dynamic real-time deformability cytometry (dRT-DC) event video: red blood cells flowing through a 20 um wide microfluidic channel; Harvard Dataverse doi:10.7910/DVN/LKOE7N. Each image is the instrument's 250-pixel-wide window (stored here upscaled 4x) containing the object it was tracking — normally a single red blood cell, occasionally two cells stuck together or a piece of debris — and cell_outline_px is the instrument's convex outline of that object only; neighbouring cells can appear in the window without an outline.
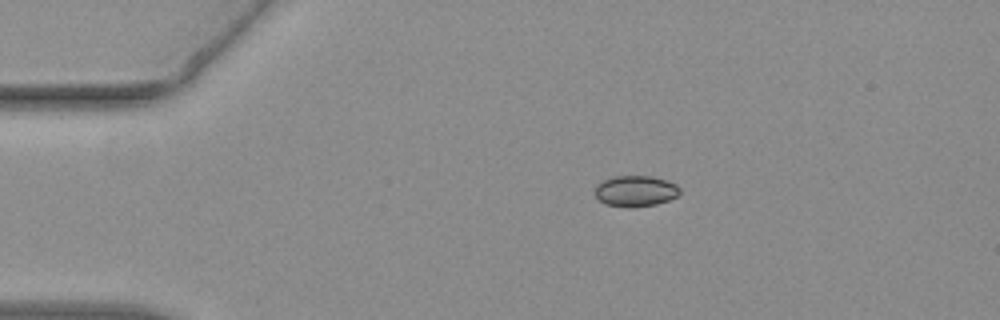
{"species": "common noctule bat (a hibernating species)", "species_latin": "Nyctalus noctula", "temperature_condition": "warm", "stored_images_in_passage": 7, "camera_frame_rate_fps": 3000, "um_per_image_px": 0.085, "animal": {"sex": "female", "body_mass_g": 19.3, "forearm_length_mm": 54.1}, "frame": {"image": 1, "passage_image": 1, "time_ms": 0.0, "image_size_px": [1000, 320], "cell_outline_px": [[680, 192], [676, 196], [668, 200], [656, 204], [608, 204], [600, 200], [596, 196], [596, 184], [604, 180], [616, 176], [652, 176], [668, 180], [676, 184], [680, 188]], "centroid_in_image_um": [54.07, 16.17], "position_along_channel_um": 30.9, "area_um2": 14.51}}